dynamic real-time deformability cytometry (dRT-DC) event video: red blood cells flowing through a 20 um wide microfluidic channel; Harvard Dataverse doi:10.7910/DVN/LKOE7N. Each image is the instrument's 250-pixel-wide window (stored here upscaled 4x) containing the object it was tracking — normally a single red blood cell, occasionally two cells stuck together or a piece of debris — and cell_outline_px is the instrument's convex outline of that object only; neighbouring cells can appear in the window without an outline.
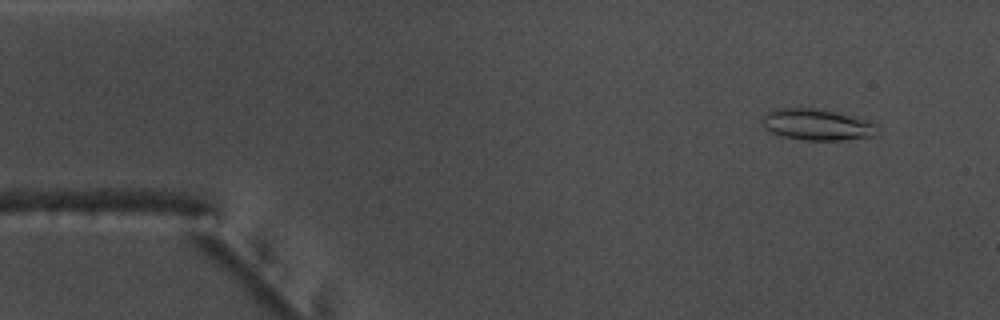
{"species": "common noctule bat (a hibernating species)", "species_latin": "Nyctalus noctula", "temperature_condition": "warm", "stored_images_in_passage": 54, "camera_frame_rate_fps": 3000, "um_per_image_px": 0.085, "animal": {"sex": "male", "body_mass_g": 17.5, "forearm_length_mm": 52.3}, "frame": {"image": 1, "passage_image": 5, "time_ms": 1.333, "image_size_px": [1000, 320], "cell_outline_px": [[876, 132], [872, 136], [840, 140], [804, 140], [780, 136], [764, 128], [764, 116], [768, 112], [776, 108], [812, 108], [836, 112], [852, 116], [864, 120], [872, 124]], "centroid_in_image_um": [69.37, 10.59], "position_along_channel_um": 15.6, "area_um2": 20.4}}
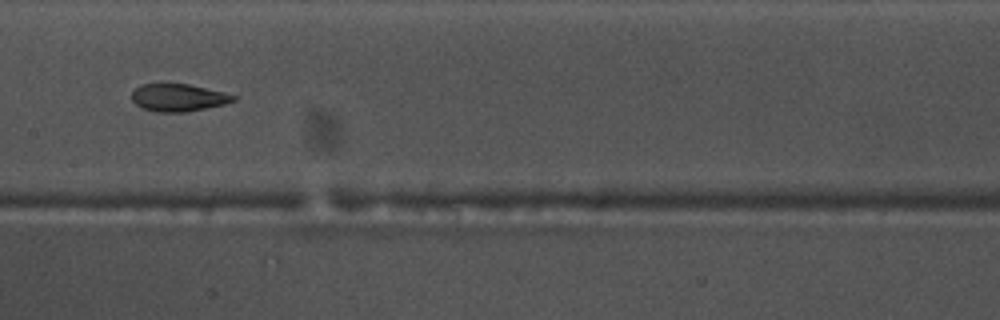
{"frame": {"image": 2, "passage_image": 27, "time_ms": 8.667, "image_size_px": [1000, 320], "cell_outline_px": [[236, 100], [224, 104], [184, 112], [156, 112], [144, 108], [136, 104], [132, 100], [132, 92], [140, 84], [188, 84], [224, 92], [236, 96]], "centroid_in_image_um": [15.15, 8.29], "position_along_channel_um": 192.3, "area_um2": 16.07}}
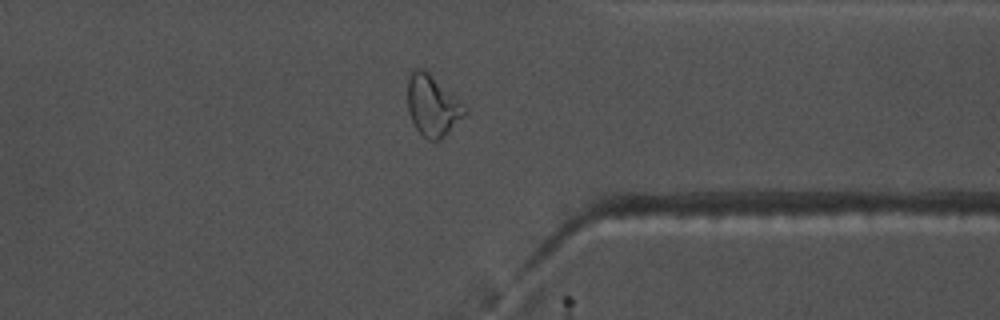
{"frame": {"image": 3, "passage_image": 42, "time_ms": 13.667, "image_size_px": [1000, 320], "cell_outline_px": [[468, 112], [440, 140], [428, 140], [416, 128], [408, 112], [408, 76], [416, 68], [420, 68], [428, 72], [460, 100], [468, 108]], "centroid_in_image_um": [36.78, 8.98], "position_along_channel_um": 374.6, "area_um2": 20.11}, "authors_computed_cell_mechanics": {"area_um2": 18.3515, "velocity_mm_per_s": 3.7656, "shape_relaxation_time_tau1_ms": 7.3651, "shape_relaxation_time_tau2_ms": 2.8428, "deformation_change_tau1": 0.2096, "deformation_change_tau2": 0.0834}}